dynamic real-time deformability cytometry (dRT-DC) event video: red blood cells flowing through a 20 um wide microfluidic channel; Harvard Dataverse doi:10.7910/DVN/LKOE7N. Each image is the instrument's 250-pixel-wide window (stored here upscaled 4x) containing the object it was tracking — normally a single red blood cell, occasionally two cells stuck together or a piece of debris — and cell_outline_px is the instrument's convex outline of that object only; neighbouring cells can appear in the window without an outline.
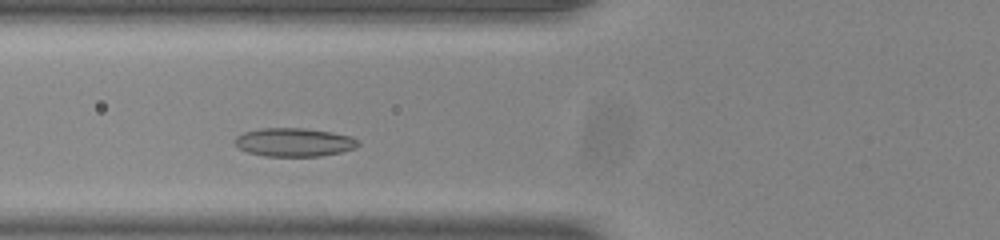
{"species": "common noctule bat (a hibernating species)", "species_latin": "Nyctalus noctula", "temperature_condition": "room temperature", "stored_images_in_passage": 30, "camera_frame_rate_fps": 3000, "um_per_image_px": 0.085, "animal": {"sex": "male", "body_mass_g": 20.0, "forearm_length_mm": 53.3}, "frame": {"image": 1, "passage_image": 3, "time_ms": 0.667, "image_size_px": [1000, 240], "cell_outline_px": [[360, 144], [356, 148], [340, 152], [320, 156], [264, 156], [248, 152], [240, 148], [236, 144], [236, 136], [244, 132], [260, 128], [304, 128], [332, 132], [352, 136], [360, 140]], "centroid_in_image_um": [25.05, 12.08], "position_along_channel_um": 100.7, "area_um2": 20.52}}
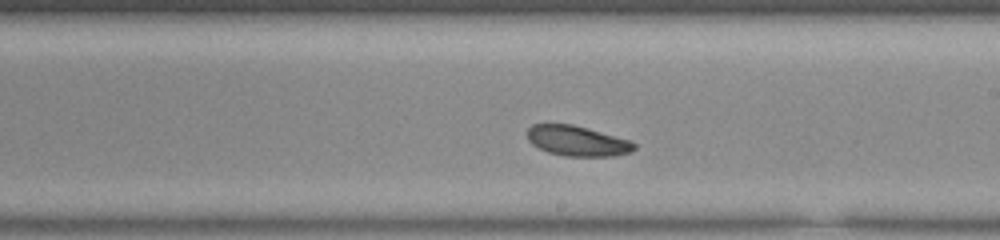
{"frame": {"image": 2, "passage_image": 14, "time_ms": 4.333, "image_size_px": [1000, 240], "cell_outline_px": [[636, 148], [632, 152], [616, 156], [564, 156], [548, 152], [532, 144], [528, 140], [528, 128], [532, 124], [572, 124], [632, 140], [636, 144]], "centroid_in_image_um": [49.11, 11.98], "position_along_channel_um": 239.9, "area_um2": 18.96}}
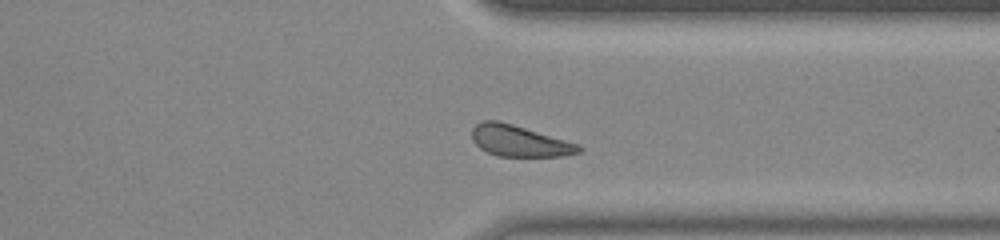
{"frame": {"image": 3, "passage_image": 24, "time_ms": 7.667, "image_size_px": [1000, 240], "cell_outline_px": [[584, 148], [580, 152], [564, 156], [496, 156], [480, 148], [472, 140], [472, 128], [480, 120], [496, 120], [512, 124], [580, 144]], "centroid_in_image_um": [44.15, 11.98], "position_along_channel_um": 367.2, "area_um2": 19.48}, "authors_computed_cell_mechanics": {"area_um2": 19.6231, "velocity_mm_per_s": 3.801, "shape_relaxation_time_tau1_ms": 3.0994, "shape_relaxation_time_tau2_ms": null, "deformation_change_tau1": 0.0674, "deformation_change_tau2": null}}